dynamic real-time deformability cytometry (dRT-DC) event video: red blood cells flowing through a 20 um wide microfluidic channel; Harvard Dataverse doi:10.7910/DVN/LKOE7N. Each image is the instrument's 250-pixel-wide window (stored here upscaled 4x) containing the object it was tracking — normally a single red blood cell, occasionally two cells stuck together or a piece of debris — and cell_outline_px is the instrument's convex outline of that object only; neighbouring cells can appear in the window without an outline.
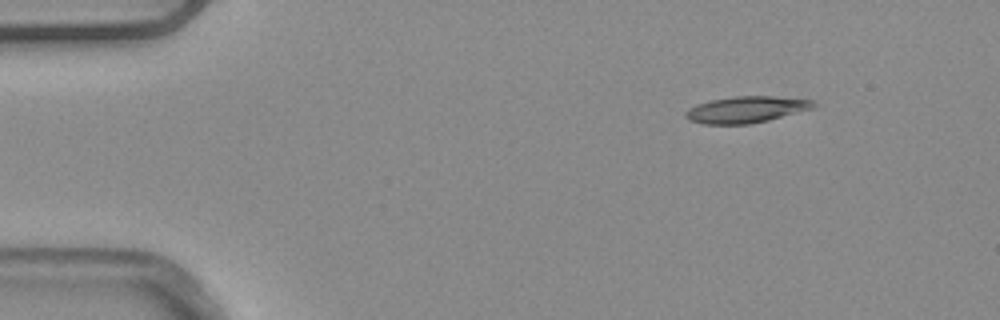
{"species": "common noctule bat (a hibernating species)", "species_latin": "Nyctalus noctula", "temperature_condition": "warm", "stored_images_in_passage": 4, "camera_frame_rate_fps": 3000, "um_per_image_px": 0.085, "animal": {"sex": "male", "body_mass_g": 20.4}, "frame": {"image": 1, "passage_image": 1, "time_ms": 0.0, "image_size_px": [1000, 320], "cell_outline_px": [[820, 104], [816, 108], [768, 120], [748, 124], [704, 124], [688, 120], [684, 116], [684, 112], [688, 108], [696, 104], [712, 100], [736, 96], [772, 96], [812, 100]], "centroid_in_image_um": [63.45, 9.31], "position_along_channel_um": 21.6, "area_um2": 19.88}}
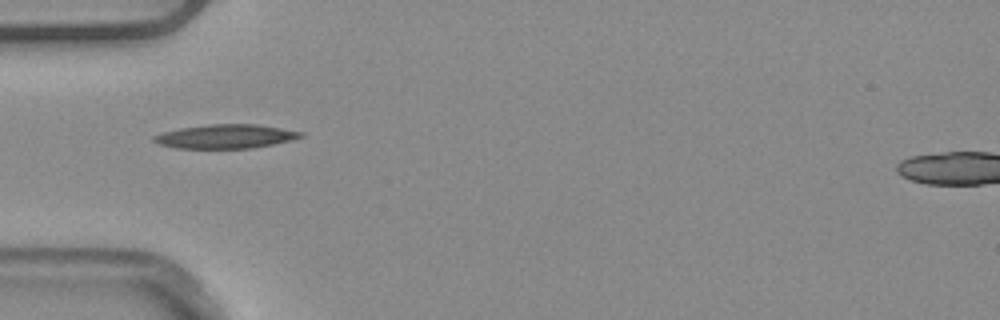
{"frame": {"image": 2, "passage_image": 4, "time_ms": 1.0, "image_size_px": [1000, 320], "cell_outline_px": [[304, 136], [272, 144], [252, 148], [176, 148], [160, 144], [152, 140], [152, 136], [164, 132], [180, 128], [208, 124], [256, 124], [304, 132]], "centroid_in_image_um": [19.15, 11.59], "position_along_channel_um": 65.8, "area_um2": 20.29}}